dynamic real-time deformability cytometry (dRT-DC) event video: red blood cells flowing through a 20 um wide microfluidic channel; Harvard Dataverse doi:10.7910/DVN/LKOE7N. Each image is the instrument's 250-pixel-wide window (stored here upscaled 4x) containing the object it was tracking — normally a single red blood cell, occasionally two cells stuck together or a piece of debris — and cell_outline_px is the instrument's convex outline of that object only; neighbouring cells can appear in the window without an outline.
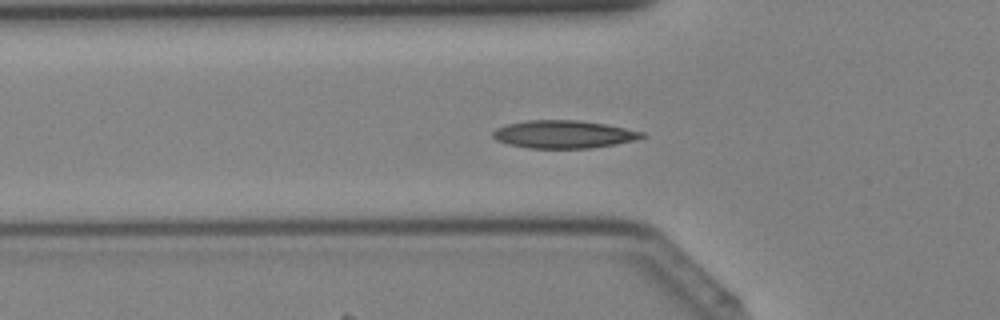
{"species": "Egyptian fruit bat (a non-hibernating species)", "species_latin": "Rousettus aegyptiacus", "temperature_condition": "cold", "stored_images_in_passage": 30, "camera_frame_rate_fps": 3000, "um_per_image_px": 0.085, "animal": {"sex": "female"}, "frame": {"image": 1, "passage_image": 3, "time_ms": 0.667, "image_size_px": [1000, 320], "cell_outline_px": [[648, 136], [616, 144], [592, 148], [528, 148], [508, 144], [496, 140], [492, 136], [492, 132], [496, 128], [508, 124], [528, 120], [580, 120], [608, 124], [644, 132]], "centroid_in_image_um": [47.92, 11.41], "position_along_channel_um": 77.9, "area_um2": 24.28}}
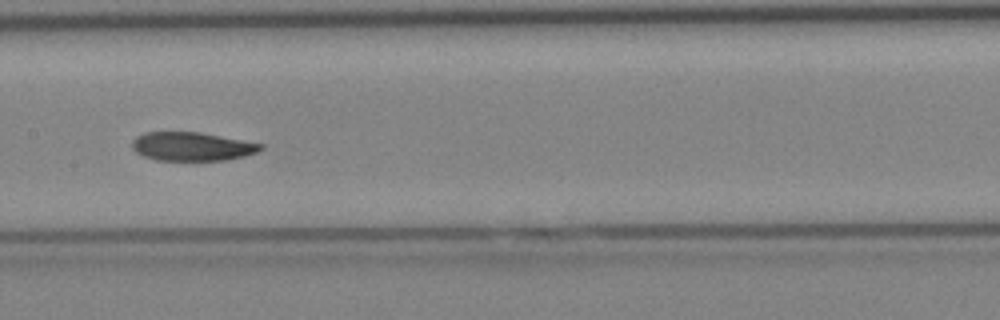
{"frame": {"image": 2, "passage_image": 10, "time_ms": 3.0, "image_size_px": [1000, 320], "cell_outline_px": [[264, 148], [256, 152], [244, 156], [228, 160], [156, 160], [144, 156], [136, 152], [132, 148], [132, 140], [136, 136], [144, 132], [200, 132], [264, 144]], "centroid_in_image_um": [16.31, 12.44], "position_along_channel_um": 191.1, "area_um2": 21.5}}
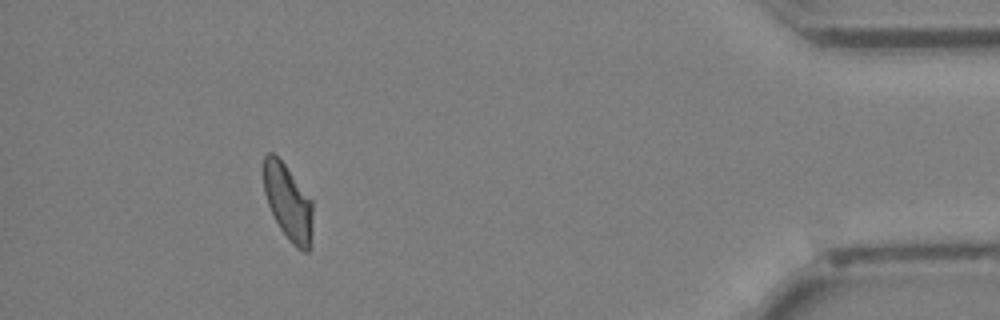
{"frame": {"image": 3, "passage_image": 27, "time_ms": 8.667, "image_size_px": [1000, 320], "cell_outline_px": [[312, 248], [308, 252], [304, 252], [296, 248], [288, 240], [280, 228], [268, 204], [264, 192], [264, 156], [268, 152], [272, 152], [284, 164], [312, 200]], "centroid_in_image_um": [24.51, 17.26], "position_along_channel_um": 410.7, "area_um2": 21.68}}